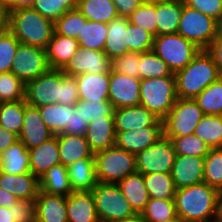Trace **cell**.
I'll return each instance as SVG.
<instances>
[{"mask_svg": "<svg viewBox=\"0 0 222 222\" xmlns=\"http://www.w3.org/2000/svg\"><path fill=\"white\" fill-rule=\"evenodd\" d=\"M221 192L202 182L176 189V212L186 222H207L217 217Z\"/></svg>", "mask_w": 222, "mask_h": 222, "instance_id": "1", "label": "cell"}, {"mask_svg": "<svg viewBox=\"0 0 222 222\" xmlns=\"http://www.w3.org/2000/svg\"><path fill=\"white\" fill-rule=\"evenodd\" d=\"M174 75L178 99H195L221 77L212 56L206 50H201L184 69Z\"/></svg>", "mask_w": 222, "mask_h": 222, "instance_id": "2", "label": "cell"}, {"mask_svg": "<svg viewBox=\"0 0 222 222\" xmlns=\"http://www.w3.org/2000/svg\"><path fill=\"white\" fill-rule=\"evenodd\" d=\"M9 30L20 43L45 50L55 32L54 22L33 8H22L11 12Z\"/></svg>", "mask_w": 222, "mask_h": 222, "instance_id": "3", "label": "cell"}, {"mask_svg": "<svg viewBox=\"0 0 222 222\" xmlns=\"http://www.w3.org/2000/svg\"><path fill=\"white\" fill-rule=\"evenodd\" d=\"M140 105L163 120L177 101L175 76L142 79Z\"/></svg>", "mask_w": 222, "mask_h": 222, "instance_id": "4", "label": "cell"}, {"mask_svg": "<svg viewBox=\"0 0 222 222\" xmlns=\"http://www.w3.org/2000/svg\"><path fill=\"white\" fill-rule=\"evenodd\" d=\"M96 177L99 183L118 184L128 175L135 173V154L116 146L94 154Z\"/></svg>", "mask_w": 222, "mask_h": 222, "instance_id": "5", "label": "cell"}, {"mask_svg": "<svg viewBox=\"0 0 222 222\" xmlns=\"http://www.w3.org/2000/svg\"><path fill=\"white\" fill-rule=\"evenodd\" d=\"M153 51L175 74L184 69L201 49L180 34H166L154 36Z\"/></svg>", "mask_w": 222, "mask_h": 222, "instance_id": "6", "label": "cell"}, {"mask_svg": "<svg viewBox=\"0 0 222 222\" xmlns=\"http://www.w3.org/2000/svg\"><path fill=\"white\" fill-rule=\"evenodd\" d=\"M92 194L100 222H118L136 214L117 184L98 182Z\"/></svg>", "mask_w": 222, "mask_h": 222, "instance_id": "7", "label": "cell"}, {"mask_svg": "<svg viewBox=\"0 0 222 222\" xmlns=\"http://www.w3.org/2000/svg\"><path fill=\"white\" fill-rule=\"evenodd\" d=\"M218 31L217 20L184 4L177 34L206 50Z\"/></svg>", "mask_w": 222, "mask_h": 222, "instance_id": "8", "label": "cell"}, {"mask_svg": "<svg viewBox=\"0 0 222 222\" xmlns=\"http://www.w3.org/2000/svg\"><path fill=\"white\" fill-rule=\"evenodd\" d=\"M203 116V111L194 99H177L163 119L164 136L173 138L194 134Z\"/></svg>", "mask_w": 222, "mask_h": 222, "instance_id": "9", "label": "cell"}, {"mask_svg": "<svg viewBox=\"0 0 222 222\" xmlns=\"http://www.w3.org/2000/svg\"><path fill=\"white\" fill-rule=\"evenodd\" d=\"M26 103L34 107L61 104V69H49L26 84Z\"/></svg>", "mask_w": 222, "mask_h": 222, "instance_id": "10", "label": "cell"}, {"mask_svg": "<svg viewBox=\"0 0 222 222\" xmlns=\"http://www.w3.org/2000/svg\"><path fill=\"white\" fill-rule=\"evenodd\" d=\"M176 153L164 135L153 145L135 155L136 170L142 174L171 173Z\"/></svg>", "mask_w": 222, "mask_h": 222, "instance_id": "11", "label": "cell"}, {"mask_svg": "<svg viewBox=\"0 0 222 222\" xmlns=\"http://www.w3.org/2000/svg\"><path fill=\"white\" fill-rule=\"evenodd\" d=\"M49 69L47 51L45 49L22 43L19 44L11 72L24 84L36 79Z\"/></svg>", "mask_w": 222, "mask_h": 222, "instance_id": "12", "label": "cell"}, {"mask_svg": "<svg viewBox=\"0 0 222 222\" xmlns=\"http://www.w3.org/2000/svg\"><path fill=\"white\" fill-rule=\"evenodd\" d=\"M67 76H77L82 73H110L111 60L104 51L80 47L77 53L61 69Z\"/></svg>", "mask_w": 222, "mask_h": 222, "instance_id": "13", "label": "cell"}, {"mask_svg": "<svg viewBox=\"0 0 222 222\" xmlns=\"http://www.w3.org/2000/svg\"><path fill=\"white\" fill-rule=\"evenodd\" d=\"M141 80L110 71L109 101L114 109L140 105Z\"/></svg>", "mask_w": 222, "mask_h": 222, "instance_id": "14", "label": "cell"}, {"mask_svg": "<svg viewBox=\"0 0 222 222\" xmlns=\"http://www.w3.org/2000/svg\"><path fill=\"white\" fill-rule=\"evenodd\" d=\"M164 135L163 120L141 130L116 132L115 146L137 154L156 143Z\"/></svg>", "mask_w": 222, "mask_h": 222, "instance_id": "15", "label": "cell"}, {"mask_svg": "<svg viewBox=\"0 0 222 222\" xmlns=\"http://www.w3.org/2000/svg\"><path fill=\"white\" fill-rule=\"evenodd\" d=\"M54 134L42 120L38 107L26 103L24 122L19 134V140L29 149L39 146L41 143L52 138Z\"/></svg>", "mask_w": 222, "mask_h": 222, "instance_id": "16", "label": "cell"}, {"mask_svg": "<svg viewBox=\"0 0 222 222\" xmlns=\"http://www.w3.org/2000/svg\"><path fill=\"white\" fill-rule=\"evenodd\" d=\"M171 176L176 189L204 182V157L176 155Z\"/></svg>", "mask_w": 222, "mask_h": 222, "instance_id": "17", "label": "cell"}, {"mask_svg": "<svg viewBox=\"0 0 222 222\" xmlns=\"http://www.w3.org/2000/svg\"><path fill=\"white\" fill-rule=\"evenodd\" d=\"M115 132L141 130L160 119L142 105L114 109Z\"/></svg>", "mask_w": 222, "mask_h": 222, "instance_id": "18", "label": "cell"}, {"mask_svg": "<svg viewBox=\"0 0 222 222\" xmlns=\"http://www.w3.org/2000/svg\"><path fill=\"white\" fill-rule=\"evenodd\" d=\"M79 100L110 102V73H82L75 76Z\"/></svg>", "mask_w": 222, "mask_h": 222, "instance_id": "19", "label": "cell"}, {"mask_svg": "<svg viewBox=\"0 0 222 222\" xmlns=\"http://www.w3.org/2000/svg\"><path fill=\"white\" fill-rule=\"evenodd\" d=\"M85 138L94 154L114 147L116 139L114 116H103L90 121Z\"/></svg>", "mask_w": 222, "mask_h": 222, "instance_id": "20", "label": "cell"}, {"mask_svg": "<svg viewBox=\"0 0 222 222\" xmlns=\"http://www.w3.org/2000/svg\"><path fill=\"white\" fill-rule=\"evenodd\" d=\"M68 222H100L92 191H73L66 197Z\"/></svg>", "mask_w": 222, "mask_h": 222, "instance_id": "21", "label": "cell"}, {"mask_svg": "<svg viewBox=\"0 0 222 222\" xmlns=\"http://www.w3.org/2000/svg\"><path fill=\"white\" fill-rule=\"evenodd\" d=\"M0 187L19 200L36 199L40 191L39 178L32 172L25 174H7L0 171Z\"/></svg>", "mask_w": 222, "mask_h": 222, "instance_id": "22", "label": "cell"}, {"mask_svg": "<svg viewBox=\"0 0 222 222\" xmlns=\"http://www.w3.org/2000/svg\"><path fill=\"white\" fill-rule=\"evenodd\" d=\"M28 151L30 170L38 178L54 165L61 164L57 135Z\"/></svg>", "mask_w": 222, "mask_h": 222, "instance_id": "23", "label": "cell"}, {"mask_svg": "<svg viewBox=\"0 0 222 222\" xmlns=\"http://www.w3.org/2000/svg\"><path fill=\"white\" fill-rule=\"evenodd\" d=\"M35 203L36 222H68L66 196L39 191Z\"/></svg>", "mask_w": 222, "mask_h": 222, "instance_id": "24", "label": "cell"}, {"mask_svg": "<svg viewBox=\"0 0 222 222\" xmlns=\"http://www.w3.org/2000/svg\"><path fill=\"white\" fill-rule=\"evenodd\" d=\"M79 49L77 39L54 32L46 49L50 69H62Z\"/></svg>", "mask_w": 222, "mask_h": 222, "instance_id": "25", "label": "cell"}, {"mask_svg": "<svg viewBox=\"0 0 222 222\" xmlns=\"http://www.w3.org/2000/svg\"><path fill=\"white\" fill-rule=\"evenodd\" d=\"M57 139L60 161L65 167L80 159L94 158L85 136L61 133Z\"/></svg>", "mask_w": 222, "mask_h": 222, "instance_id": "26", "label": "cell"}, {"mask_svg": "<svg viewBox=\"0 0 222 222\" xmlns=\"http://www.w3.org/2000/svg\"><path fill=\"white\" fill-rule=\"evenodd\" d=\"M67 171L72 191H92L98 183L94 158L77 160Z\"/></svg>", "mask_w": 222, "mask_h": 222, "instance_id": "27", "label": "cell"}, {"mask_svg": "<svg viewBox=\"0 0 222 222\" xmlns=\"http://www.w3.org/2000/svg\"><path fill=\"white\" fill-rule=\"evenodd\" d=\"M117 185L134 212L141 214L150 199L149 192L144 183L143 174L136 171L121 180Z\"/></svg>", "mask_w": 222, "mask_h": 222, "instance_id": "28", "label": "cell"}, {"mask_svg": "<svg viewBox=\"0 0 222 222\" xmlns=\"http://www.w3.org/2000/svg\"><path fill=\"white\" fill-rule=\"evenodd\" d=\"M0 171L7 174L31 172L28 148L20 140L0 154Z\"/></svg>", "mask_w": 222, "mask_h": 222, "instance_id": "29", "label": "cell"}, {"mask_svg": "<svg viewBox=\"0 0 222 222\" xmlns=\"http://www.w3.org/2000/svg\"><path fill=\"white\" fill-rule=\"evenodd\" d=\"M103 51L110 60L129 52L126 17L117 16L108 23V34Z\"/></svg>", "mask_w": 222, "mask_h": 222, "instance_id": "30", "label": "cell"}, {"mask_svg": "<svg viewBox=\"0 0 222 222\" xmlns=\"http://www.w3.org/2000/svg\"><path fill=\"white\" fill-rule=\"evenodd\" d=\"M182 9L183 0L156 1L157 36L177 34Z\"/></svg>", "mask_w": 222, "mask_h": 222, "instance_id": "31", "label": "cell"}, {"mask_svg": "<svg viewBox=\"0 0 222 222\" xmlns=\"http://www.w3.org/2000/svg\"><path fill=\"white\" fill-rule=\"evenodd\" d=\"M40 191L68 196L72 191L67 167L63 164L54 165L46 171L40 178Z\"/></svg>", "mask_w": 222, "mask_h": 222, "instance_id": "32", "label": "cell"}, {"mask_svg": "<svg viewBox=\"0 0 222 222\" xmlns=\"http://www.w3.org/2000/svg\"><path fill=\"white\" fill-rule=\"evenodd\" d=\"M108 34V24L87 20L82 15V29L77 40L80 47L103 51Z\"/></svg>", "mask_w": 222, "mask_h": 222, "instance_id": "33", "label": "cell"}, {"mask_svg": "<svg viewBox=\"0 0 222 222\" xmlns=\"http://www.w3.org/2000/svg\"><path fill=\"white\" fill-rule=\"evenodd\" d=\"M77 9L87 20L106 24L119 16L113 0H78Z\"/></svg>", "mask_w": 222, "mask_h": 222, "instance_id": "34", "label": "cell"}, {"mask_svg": "<svg viewBox=\"0 0 222 222\" xmlns=\"http://www.w3.org/2000/svg\"><path fill=\"white\" fill-rule=\"evenodd\" d=\"M42 120L54 135L64 133L69 125L70 110H75V105L51 104L38 107Z\"/></svg>", "mask_w": 222, "mask_h": 222, "instance_id": "35", "label": "cell"}, {"mask_svg": "<svg viewBox=\"0 0 222 222\" xmlns=\"http://www.w3.org/2000/svg\"><path fill=\"white\" fill-rule=\"evenodd\" d=\"M143 178L150 198L174 200L176 187L171 173L143 174Z\"/></svg>", "mask_w": 222, "mask_h": 222, "instance_id": "36", "label": "cell"}, {"mask_svg": "<svg viewBox=\"0 0 222 222\" xmlns=\"http://www.w3.org/2000/svg\"><path fill=\"white\" fill-rule=\"evenodd\" d=\"M194 134L210 148H222V115H204Z\"/></svg>", "mask_w": 222, "mask_h": 222, "instance_id": "37", "label": "cell"}, {"mask_svg": "<svg viewBox=\"0 0 222 222\" xmlns=\"http://www.w3.org/2000/svg\"><path fill=\"white\" fill-rule=\"evenodd\" d=\"M25 100L0 103V126L19 136L24 122Z\"/></svg>", "mask_w": 222, "mask_h": 222, "instance_id": "38", "label": "cell"}, {"mask_svg": "<svg viewBox=\"0 0 222 222\" xmlns=\"http://www.w3.org/2000/svg\"><path fill=\"white\" fill-rule=\"evenodd\" d=\"M194 100L204 115H222V77L207 86Z\"/></svg>", "mask_w": 222, "mask_h": 222, "instance_id": "39", "label": "cell"}, {"mask_svg": "<svg viewBox=\"0 0 222 222\" xmlns=\"http://www.w3.org/2000/svg\"><path fill=\"white\" fill-rule=\"evenodd\" d=\"M175 76L168 65L153 50L141 53L140 80Z\"/></svg>", "mask_w": 222, "mask_h": 222, "instance_id": "40", "label": "cell"}, {"mask_svg": "<svg viewBox=\"0 0 222 222\" xmlns=\"http://www.w3.org/2000/svg\"><path fill=\"white\" fill-rule=\"evenodd\" d=\"M203 181L222 193V148H211L204 157Z\"/></svg>", "mask_w": 222, "mask_h": 222, "instance_id": "41", "label": "cell"}, {"mask_svg": "<svg viewBox=\"0 0 222 222\" xmlns=\"http://www.w3.org/2000/svg\"><path fill=\"white\" fill-rule=\"evenodd\" d=\"M169 139L172 142L176 155L205 157L211 149L208 144L195 134Z\"/></svg>", "mask_w": 222, "mask_h": 222, "instance_id": "42", "label": "cell"}, {"mask_svg": "<svg viewBox=\"0 0 222 222\" xmlns=\"http://www.w3.org/2000/svg\"><path fill=\"white\" fill-rule=\"evenodd\" d=\"M156 1L144 0L128 17L131 24L140 26L157 36Z\"/></svg>", "mask_w": 222, "mask_h": 222, "instance_id": "43", "label": "cell"}, {"mask_svg": "<svg viewBox=\"0 0 222 222\" xmlns=\"http://www.w3.org/2000/svg\"><path fill=\"white\" fill-rule=\"evenodd\" d=\"M26 84L12 72L0 73V103L25 100Z\"/></svg>", "mask_w": 222, "mask_h": 222, "instance_id": "44", "label": "cell"}, {"mask_svg": "<svg viewBox=\"0 0 222 222\" xmlns=\"http://www.w3.org/2000/svg\"><path fill=\"white\" fill-rule=\"evenodd\" d=\"M78 0H35L33 9L55 22L66 12L76 9Z\"/></svg>", "mask_w": 222, "mask_h": 222, "instance_id": "45", "label": "cell"}, {"mask_svg": "<svg viewBox=\"0 0 222 222\" xmlns=\"http://www.w3.org/2000/svg\"><path fill=\"white\" fill-rule=\"evenodd\" d=\"M141 215L148 222H161L177 216L174 200L150 198Z\"/></svg>", "mask_w": 222, "mask_h": 222, "instance_id": "46", "label": "cell"}, {"mask_svg": "<svg viewBox=\"0 0 222 222\" xmlns=\"http://www.w3.org/2000/svg\"><path fill=\"white\" fill-rule=\"evenodd\" d=\"M154 35L148 30L131 24L127 18V46L129 52L144 53L153 50Z\"/></svg>", "mask_w": 222, "mask_h": 222, "instance_id": "47", "label": "cell"}, {"mask_svg": "<svg viewBox=\"0 0 222 222\" xmlns=\"http://www.w3.org/2000/svg\"><path fill=\"white\" fill-rule=\"evenodd\" d=\"M19 44L9 29L0 31V73L11 72Z\"/></svg>", "mask_w": 222, "mask_h": 222, "instance_id": "48", "label": "cell"}, {"mask_svg": "<svg viewBox=\"0 0 222 222\" xmlns=\"http://www.w3.org/2000/svg\"><path fill=\"white\" fill-rule=\"evenodd\" d=\"M56 34L77 39L82 29V13L76 8L66 12L54 22Z\"/></svg>", "mask_w": 222, "mask_h": 222, "instance_id": "49", "label": "cell"}, {"mask_svg": "<svg viewBox=\"0 0 222 222\" xmlns=\"http://www.w3.org/2000/svg\"><path fill=\"white\" fill-rule=\"evenodd\" d=\"M141 53L128 52L111 60V70L119 74L140 79Z\"/></svg>", "mask_w": 222, "mask_h": 222, "instance_id": "50", "label": "cell"}, {"mask_svg": "<svg viewBox=\"0 0 222 222\" xmlns=\"http://www.w3.org/2000/svg\"><path fill=\"white\" fill-rule=\"evenodd\" d=\"M75 108L88 123L103 116H113L114 112V107L111 102L79 100L75 104Z\"/></svg>", "mask_w": 222, "mask_h": 222, "instance_id": "51", "label": "cell"}, {"mask_svg": "<svg viewBox=\"0 0 222 222\" xmlns=\"http://www.w3.org/2000/svg\"><path fill=\"white\" fill-rule=\"evenodd\" d=\"M12 215L14 222H36L35 199L18 200L12 205Z\"/></svg>", "mask_w": 222, "mask_h": 222, "instance_id": "52", "label": "cell"}, {"mask_svg": "<svg viewBox=\"0 0 222 222\" xmlns=\"http://www.w3.org/2000/svg\"><path fill=\"white\" fill-rule=\"evenodd\" d=\"M79 101L78 86L73 76H67L61 71V104L75 105Z\"/></svg>", "mask_w": 222, "mask_h": 222, "instance_id": "53", "label": "cell"}, {"mask_svg": "<svg viewBox=\"0 0 222 222\" xmlns=\"http://www.w3.org/2000/svg\"><path fill=\"white\" fill-rule=\"evenodd\" d=\"M184 4L219 20L222 15V0H183Z\"/></svg>", "mask_w": 222, "mask_h": 222, "instance_id": "54", "label": "cell"}, {"mask_svg": "<svg viewBox=\"0 0 222 222\" xmlns=\"http://www.w3.org/2000/svg\"><path fill=\"white\" fill-rule=\"evenodd\" d=\"M88 127L87 120H84V117L80 112H77V109L70 110V119L69 125L64 129V133L85 136L86 130Z\"/></svg>", "mask_w": 222, "mask_h": 222, "instance_id": "55", "label": "cell"}, {"mask_svg": "<svg viewBox=\"0 0 222 222\" xmlns=\"http://www.w3.org/2000/svg\"><path fill=\"white\" fill-rule=\"evenodd\" d=\"M206 51L212 56L214 63L222 77V32H217L215 38L208 46Z\"/></svg>", "mask_w": 222, "mask_h": 222, "instance_id": "56", "label": "cell"}, {"mask_svg": "<svg viewBox=\"0 0 222 222\" xmlns=\"http://www.w3.org/2000/svg\"><path fill=\"white\" fill-rule=\"evenodd\" d=\"M144 0H113L117 13L121 17L128 18Z\"/></svg>", "mask_w": 222, "mask_h": 222, "instance_id": "57", "label": "cell"}, {"mask_svg": "<svg viewBox=\"0 0 222 222\" xmlns=\"http://www.w3.org/2000/svg\"><path fill=\"white\" fill-rule=\"evenodd\" d=\"M18 140L17 134L0 126V154Z\"/></svg>", "mask_w": 222, "mask_h": 222, "instance_id": "58", "label": "cell"}, {"mask_svg": "<svg viewBox=\"0 0 222 222\" xmlns=\"http://www.w3.org/2000/svg\"><path fill=\"white\" fill-rule=\"evenodd\" d=\"M10 27V11L4 0H0V31L8 30Z\"/></svg>", "mask_w": 222, "mask_h": 222, "instance_id": "59", "label": "cell"}, {"mask_svg": "<svg viewBox=\"0 0 222 222\" xmlns=\"http://www.w3.org/2000/svg\"><path fill=\"white\" fill-rule=\"evenodd\" d=\"M4 2L11 13L22 8H32L35 0H4Z\"/></svg>", "mask_w": 222, "mask_h": 222, "instance_id": "60", "label": "cell"}, {"mask_svg": "<svg viewBox=\"0 0 222 222\" xmlns=\"http://www.w3.org/2000/svg\"><path fill=\"white\" fill-rule=\"evenodd\" d=\"M19 199L15 197L10 192L2 189L0 187V206H4L6 208H10L14 205Z\"/></svg>", "mask_w": 222, "mask_h": 222, "instance_id": "61", "label": "cell"}, {"mask_svg": "<svg viewBox=\"0 0 222 222\" xmlns=\"http://www.w3.org/2000/svg\"><path fill=\"white\" fill-rule=\"evenodd\" d=\"M0 222H14L12 215V206L10 208L0 206Z\"/></svg>", "mask_w": 222, "mask_h": 222, "instance_id": "62", "label": "cell"}, {"mask_svg": "<svg viewBox=\"0 0 222 222\" xmlns=\"http://www.w3.org/2000/svg\"><path fill=\"white\" fill-rule=\"evenodd\" d=\"M118 222H148L141 214H135L132 217L118 221Z\"/></svg>", "mask_w": 222, "mask_h": 222, "instance_id": "63", "label": "cell"}, {"mask_svg": "<svg viewBox=\"0 0 222 222\" xmlns=\"http://www.w3.org/2000/svg\"><path fill=\"white\" fill-rule=\"evenodd\" d=\"M161 222H186L185 220H183L181 217H179L178 215L173 217V218H170V219H167V220H163Z\"/></svg>", "mask_w": 222, "mask_h": 222, "instance_id": "64", "label": "cell"}, {"mask_svg": "<svg viewBox=\"0 0 222 222\" xmlns=\"http://www.w3.org/2000/svg\"><path fill=\"white\" fill-rule=\"evenodd\" d=\"M217 217L222 221V194L219 200Z\"/></svg>", "mask_w": 222, "mask_h": 222, "instance_id": "65", "label": "cell"}, {"mask_svg": "<svg viewBox=\"0 0 222 222\" xmlns=\"http://www.w3.org/2000/svg\"><path fill=\"white\" fill-rule=\"evenodd\" d=\"M217 25H218L217 32H222V15H221L220 19L217 21Z\"/></svg>", "mask_w": 222, "mask_h": 222, "instance_id": "66", "label": "cell"}, {"mask_svg": "<svg viewBox=\"0 0 222 222\" xmlns=\"http://www.w3.org/2000/svg\"><path fill=\"white\" fill-rule=\"evenodd\" d=\"M207 222H222L218 217H215L213 219H210L209 221Z\"/></svg>", "mask_w": 222, "mask_h": 222, "instance_id": "67", "label": "cell"}, {"mask_svg": "<svg viewBox=\"0 0 222 222\" xmlns=\"http://www.w3.org/2000/svg\"><path fill=\"white\" fill-rule=\"evenodd\" d=\"M150 1H180V0H150Z\"/></svg>", "mask_w": 222, "mask_h": 222, "instance_id": "68", "label": "cell"}]
</instances>
